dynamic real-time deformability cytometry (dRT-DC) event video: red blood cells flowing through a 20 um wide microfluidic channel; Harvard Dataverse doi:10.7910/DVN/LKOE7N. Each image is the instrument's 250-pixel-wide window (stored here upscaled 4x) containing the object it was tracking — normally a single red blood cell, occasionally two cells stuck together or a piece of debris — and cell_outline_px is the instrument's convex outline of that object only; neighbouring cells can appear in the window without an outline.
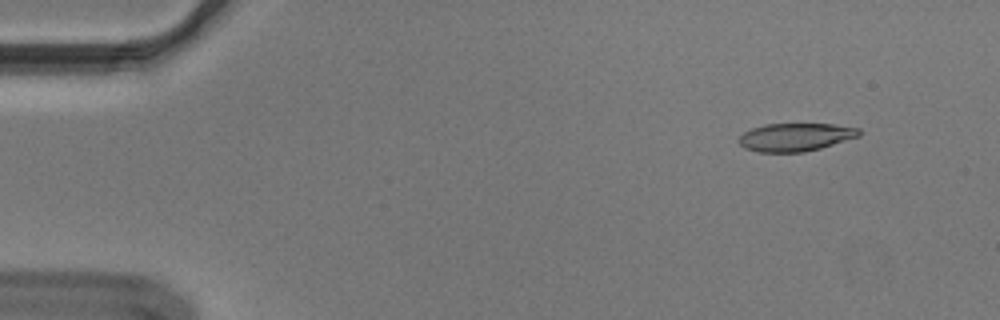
{"species": "Egyptian fruit bat (a non-hibernating species)", "species_latin": "Rousettus aegyptiacus", "temperature_condition": "cold", "stored_images_in_passage": 50, "camera_frame_rate_fps": 3000, "um_per_image_px": 0.085, "animal": {"sex": "male"}, "frame": {"image": 1, "passage_image": 1, "time_ms": 0.0, "image_size_px": [1000, 320], "cell_outline_px": [[860, 136], [820, 148], [804, 152], [756, 152], [744, 148], [740, 144], [740, 136], [744, 132], [752, 128], [764, 124], [832, 124], [860, 128]], "centroid_in_image_um": [67.61, 11.65], "position_along_channel_um": 17.4, "area_um2": 19.59}}
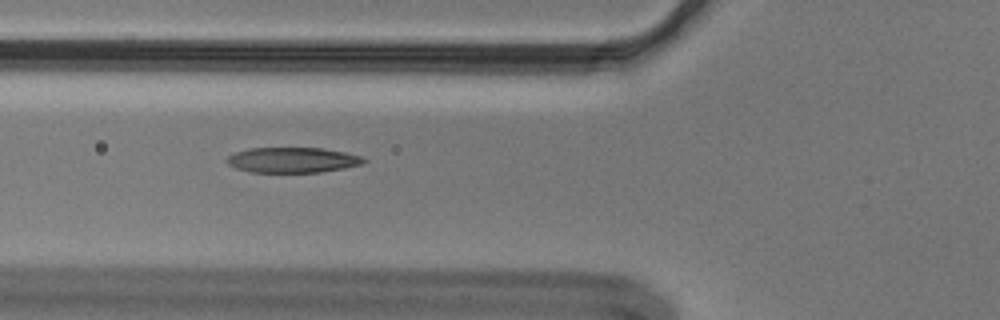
{"frame": {"image": 2, "passage_image": 16, "time_ms": 5.0, "image_size_px": [1000, 320], "cell_outline_px": [[368, 160], [364, 164], [344, 168], [320, 172], [252, 172], [236, 168], [228, 164], [224, 160], [228, 156], [236, 152], [248, 148], [324, 148], [344, 152], [360, 156]], "centroid_in_image_um": [24.87, 13.6], "position_along_channel_um": 100.9, "area_um2": 20.23}}
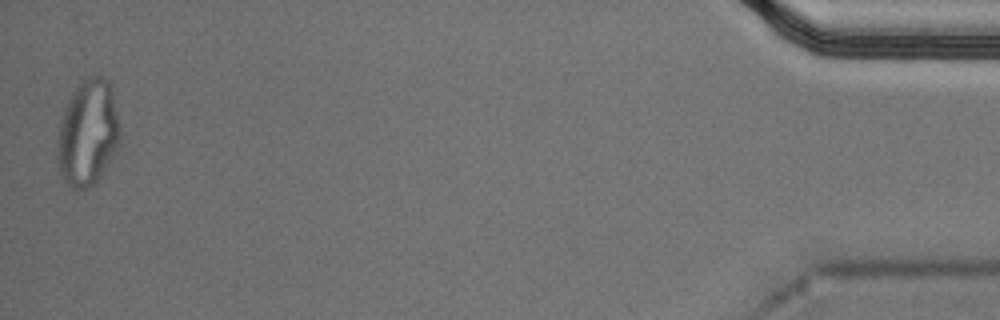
{"frame": {"image": 3, "passage_image": 50, "time_ms": 16.333, "image_size_px": [1000, 320], "cell_outline_px": [[120, 144], [100, 176], [88, 188], [72, 188], [64, 180], [60, 172], [56, 156], [56, 140], [64, 108], [72, 92], [84, 76], [104, 76], [108, 80], [112, 88], [120, 128]], "centroid_in_image_um": [7.46, 11.26], "position_along_channel_um": 427.7, "area_um2": 38.96}, "authors_computed_cell_mechanics": {"area_um2": 21.3282, "velocity_mm_per_s": 3.6517, "shape_relaxation_time_tau1_ms": null, "shape_relaxation_time_tau2_ms": 2.2439, "deformation_change_tau1": null, "deformation_change_tau2": 0.1059}}